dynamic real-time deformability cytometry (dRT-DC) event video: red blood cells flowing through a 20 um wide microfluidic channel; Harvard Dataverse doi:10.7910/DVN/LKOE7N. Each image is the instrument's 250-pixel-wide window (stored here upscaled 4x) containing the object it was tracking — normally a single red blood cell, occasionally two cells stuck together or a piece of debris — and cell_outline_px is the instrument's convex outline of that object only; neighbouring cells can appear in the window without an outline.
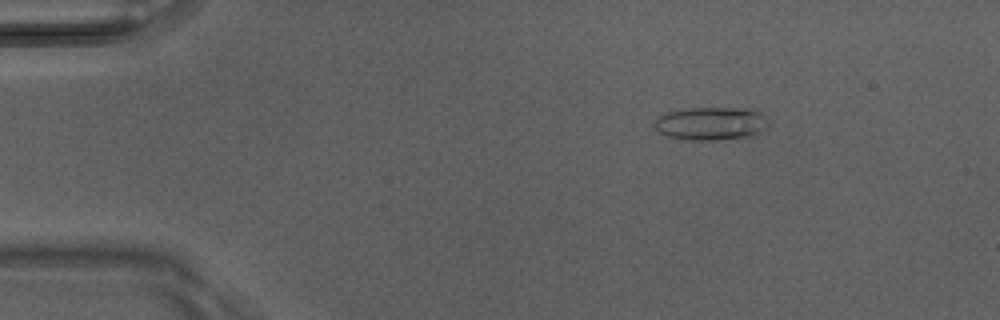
{"species": "Egyptian fruit bat (a non-hibernating species)", "species_latin": "Rousettus aegyptiacus", "temperature_condition": "room temperature", "stored_images_in_passage": 47, "camera_frame_rate_fps": 3000, "um_per_image_px": 0.085, "animal": {"sex": "male"}, "frame": {"image": 1, "passage_image": 5, "time_ms": 1.333, "image_size_px": [1000, 320], "cell_outline_px": [[768, 128], [752, 136], [716, 140], [680, 140], [668, 136], [660, 132], [652, 124], [664, 112], [684, 108], [752, 108], [760, 112], [768, 120]], "centroid_in_image_um": [60.44, 10.5], "position_along_channel_um": 24.6, "area_um2": 22.43}}
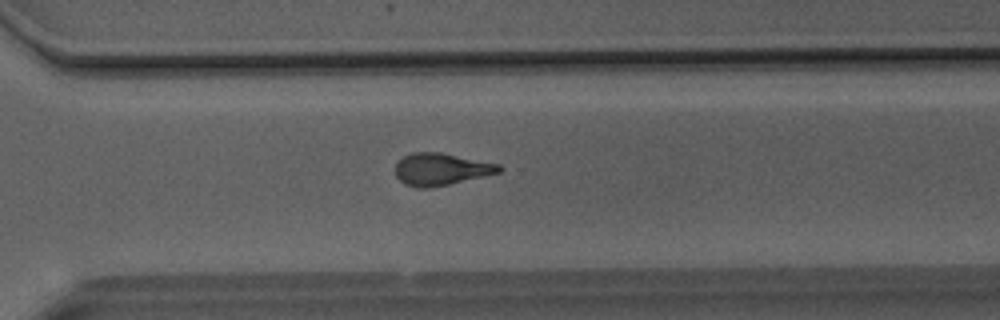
{"frame": {"image": 2, "passage_image": 33, "time_ms": 10.667, "image_size_px": [1000, 320], "cell_outline_px": [[504, 168], [500, 172], [484, 176], [432, 188], [416, 188], [404, 184], [396, 176], [396, 164], [404, 156], [412, 152], [440, 152], [500, 164]], "centroid_in_image_um": [37.49, 14.39], "position_along_channel_um": 333.1, "area_um2": 19.48}}
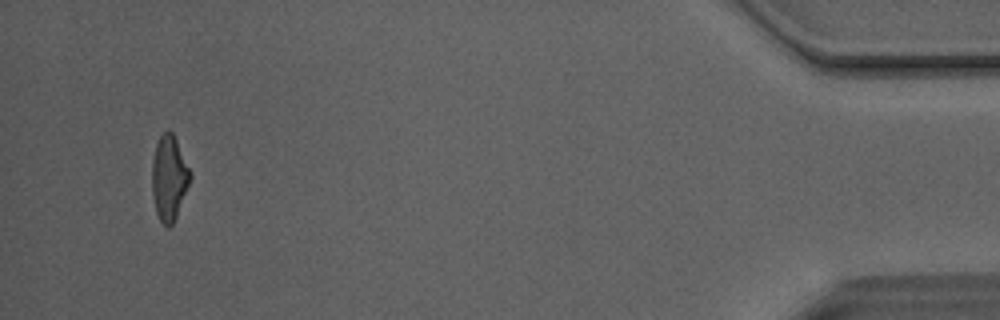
{"frame": {"image": 3, "passage_image": 45, "time_ms": 14.667, "image_size_px": [1000, 320], "cell_outline_px": [[192, 176], [176, 216], [172, 224], [168, 228], [160, 220], [156, 212], [152, 196], [152, 160], [156, 144], [160, 136], [168, 128], [172, 132], [192, 172]], "centroid_in_image_um": [14.37, 15.1], "position_along_channel_um": 420.8, "area_um2": 18.84}, "authors_computed_cell_mechanics": {"area_um2": 19.652, "velocity_mm_per_s": 4.1368, "shape_relaxation_time_tau1_ms": 6.8483, "shape_relaxation_time_tau2_ms": 2.1138, "deformation_change_tau1": 0.2325, "deformation_change_tau2": 0.1146}}